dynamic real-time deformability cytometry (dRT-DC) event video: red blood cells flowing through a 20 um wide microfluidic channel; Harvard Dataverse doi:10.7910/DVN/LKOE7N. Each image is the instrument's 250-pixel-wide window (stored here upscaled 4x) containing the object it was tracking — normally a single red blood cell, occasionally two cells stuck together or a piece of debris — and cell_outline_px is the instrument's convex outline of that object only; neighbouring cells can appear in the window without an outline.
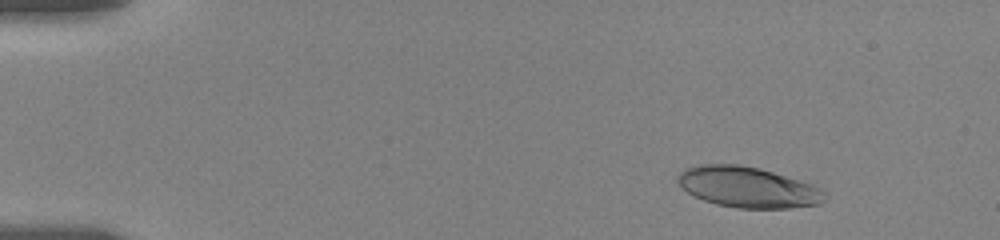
{"species": "human", "species_latin": "Homo sapiens", "temperature_condition": "room temperature", "stored_images_in_passage": 21, "camera_frame_rate_fps": 3000, "um_per_image_px": 0.085, "donor": {"sex": "female"}, "frame": {"image": 1, "passage_image": 2, "time_ms": 0.667, "image_size_px": [1000, 240], "cell_outline_px": [[828, 196], [820, 204], [788, 208], [736, 208], [716, 204], [704, 200], [688, 192], [676, 180], [676, 176], [684, 168], [700, 164], [736, 164], [760, 168], [812, 184], [820, 188]], "centroid_in_image_um": [63.56, 15.91], "position_along_channel_um": 21.4, "area_um2": 34.85}}
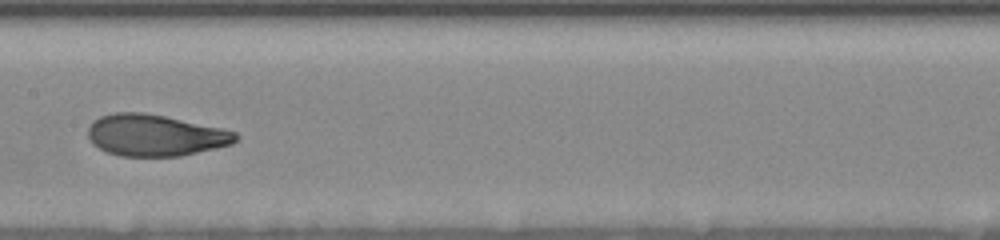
{"frame": {"image": 2, "passage_image": 13, "time_ms": 8.333, "image_size_px": [1000, 240], "cell_outline_px": [[240, 136], [232, 144], [216, 148], [180, 156], [120, 156], [108, 152], [92, 144], [88, 136], [88, 128], [92, 120], [100, 116], [112, 112], [144, 112], [164, 116], [220, 128], [236, 132]], "centroid_in_image_um": [13.16, 11.49], "position_along_channel_um": 194.2, "area_um2": 35.72}}
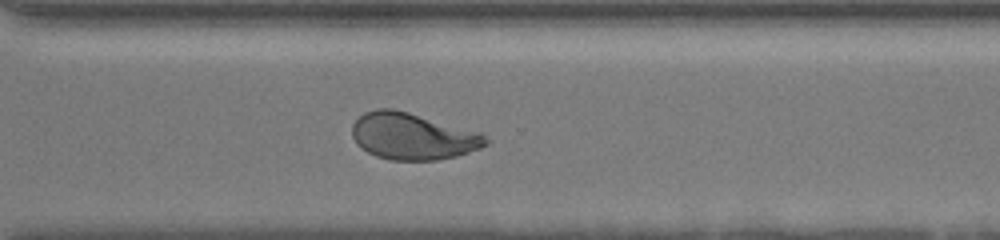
{"frame": {"image": 3, "passage_image": 21, "time_ms": 12.333, "image_size_px": [1000, 240], "cell_outline_px": [[492, 140], [488, 144], [480, 148], [456, 156], [436, 160], [392, 160], [376, 156], [360, 148], [356, 144], [352, 136], [352, 124], [364, 112], [376, 108], [392, 108], [408, 112], [480, 132]], "centroid_in_image_um": [35.07, 11.58], "position_along_channel_um": 335.5, "area_um2": 36.47}}